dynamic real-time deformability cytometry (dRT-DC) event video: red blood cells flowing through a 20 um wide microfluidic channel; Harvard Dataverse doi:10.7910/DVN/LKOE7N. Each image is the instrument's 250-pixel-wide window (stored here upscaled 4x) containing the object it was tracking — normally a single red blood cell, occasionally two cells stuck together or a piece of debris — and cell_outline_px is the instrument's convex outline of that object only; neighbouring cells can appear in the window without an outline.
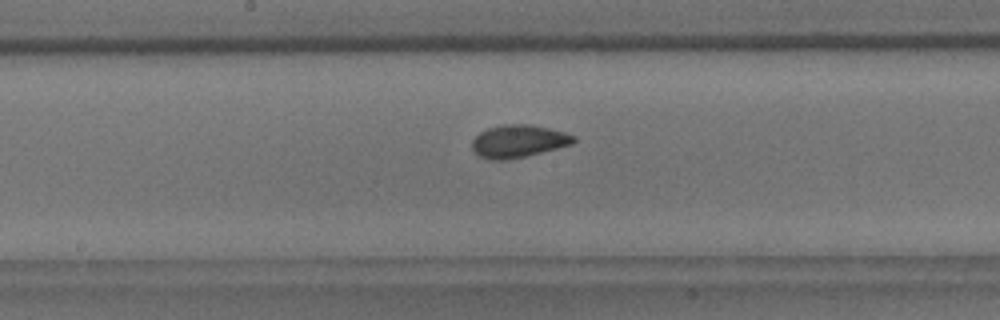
{"species": "common noctule bat (a hibernating species)", "species_latin": "Nyctalus noctula", "temperature_condition": "room temperature", "stored_images_in_passage": 31, "camera_frame_rate_fps": 3000, "um_per_image_px": 0.085, "animal": {"sex": "male", "body_mass_g": 18.8}, "frame": {"image": 1, "passage_image": 11, "time_ms": 3.333, "image_size_px": [1000, 320], "cell_outline_px": [[576, 140], [572, 144], [524, 156], [504, 160], [488, 160], [480, 156], [472, 148], [472, 140], [480, 132], [488, 128], [504, 124], [532, 124], [564, 132], [576, 136]], "centroid_in_image_um": [44.05, 11.99], "position_along_channel_um": 204.1, "area_um2": 19.13}}
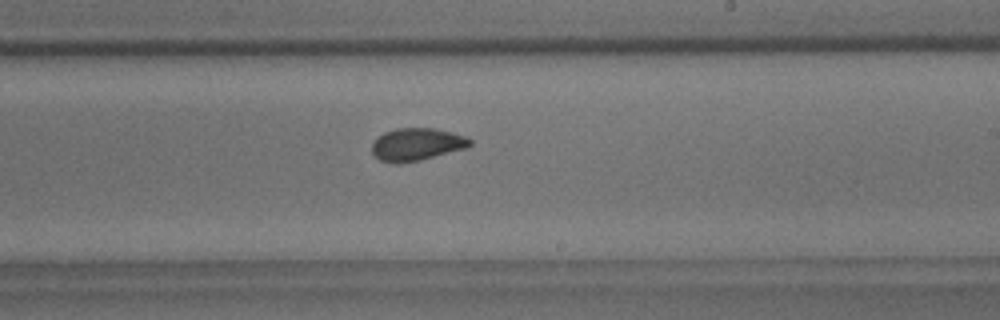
{"frame": {"image": 2, "passage_image": 15, "time_ms": 4.667, "image_size_px": [1000, 320], "cell_outline_px": [[472, 144], [464, 148], [420, 160], [400, 164], [396, 164], [380, 160], [372, 152], [372, 144], [384, 132], [396, 128], [432, 128], [452, 132], [464, 136], [472, 140]], "centroid_in_image_um": [35.41, 12.27], "position_along_channel_um": 253.6, "area_um2": 18.38}}
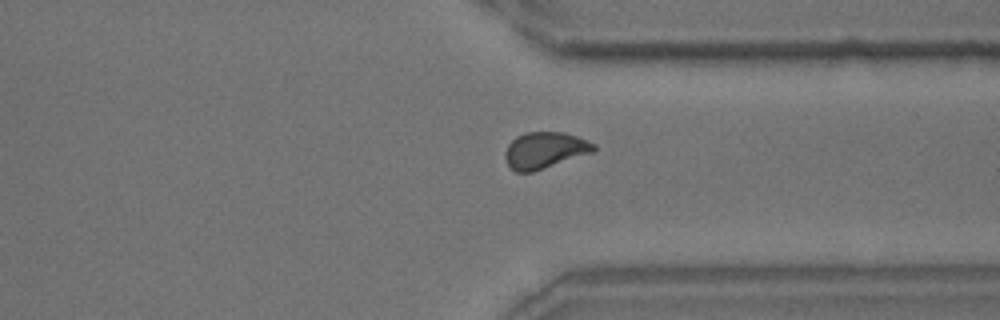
{"frame": {"image": 3, "passage_image": 24, "time_ms": 7.667, "image_size_px": [1000, 320], "cell_outline_px": [[596, 152], [532, 172], [516, 172], [508, 164], [504, 156], [504, 152], [508, 144], [516, 136], [524, 132], [564, 132], [576, 136], [596, 144]], "centroid_in_image_um": [46.33, 12.77], "position_along_channel_um": 365.1, "area_um2": 19.02}}